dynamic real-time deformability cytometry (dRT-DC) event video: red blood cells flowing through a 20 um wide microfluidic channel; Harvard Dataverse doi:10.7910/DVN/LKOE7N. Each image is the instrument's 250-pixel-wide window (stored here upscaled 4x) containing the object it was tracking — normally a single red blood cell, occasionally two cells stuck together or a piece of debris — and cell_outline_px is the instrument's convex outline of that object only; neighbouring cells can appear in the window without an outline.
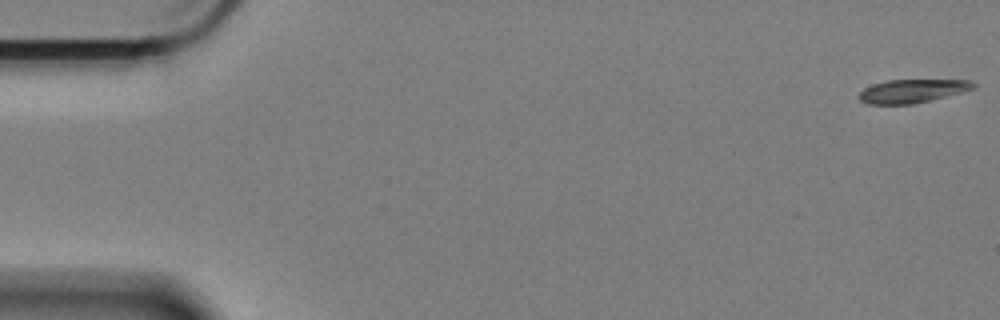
{"species": "Egyptian fruit bat (a non-hibernating species)", "species_latin": "Rousettus aegyptiacus", "temperature_condition": "cold", "stored_images_in_passage": 10, "camera_frame_rate_fps": 3000, "um_per_image_px": 0.085, "animal": {"sex": "female"}, "frame": {"image": 1, "passage_image": 1, "time_ms": 0.0, "image_size_px": [1000, 320], "cell_outline_px": [[976, 88], [912, 104], [868, 104], [860, 100], [856, 96], [864, 88], [872, 84], [888, 80], [972, 80], [976, 84]], "centroid_in_image_um": [77.5, 7.73], "position_along_channel_um": 7.5, "area_um2": 15.49}}